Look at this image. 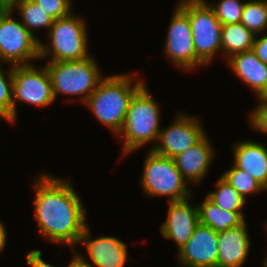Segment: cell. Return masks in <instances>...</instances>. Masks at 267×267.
<instances>
[{"label": "cell", "instance_id": "1", "mask_svg": "<svg viewBox=\"0 0 267 267\" xmlns=\"http://www.w3.org/2000/svg\"><path fill=\"white\" fill-rule=\"evenodd\" d=\"M35 219L39 234L74 251L87 227V211L69 181L41 173L34 180Z\"/></svg>", "mask_w": 267, "mask_h": 267}, {"label": "cell", "instance_id": "2", "mask_svg": "<svg viewBox=\"0 0 267 267\" xmlns=\"http://www.w3.org/2000/svg\"><path fill=\"white\" fill-rule=\"evenodd\" d=\"M144 84L142 79L135 81L131 73L107 76L83 104L117 136L122 130L132 98Z\"/></svg>", "mask_w": 267, "mask_h": 267}, {"label": "cell", "instance_id": "3", "mask_svg": "<svg viewBox=\"0 0 267 267\" xmlns=\"http://www.w3.org/2000/svg\"><path fill=\"white\" fill-rule=\"evenodd\" d=\"M160 106L144 84L132 98L118 137H123L122 154L131 153L153 141L157 143L160 124Z\"/></svg>", "mask_w": 267, "mask_h": 267}, {"label": "cell", "instance_id": "4", "mask_svg": "<svg viewBox=\"0 0 267 267\" xmlns=\"http://www.w3.org/2000/svg\"><path fill=\"white\" fill-rule=\"evenodd\" d=\"M83 18L70 14L53 21L48 30L50 44L40 41V58L51 56L48 62L83 60L88 54V38Z\"/></svg>", "mask_w": 267, "mask_h": 267}, {"label": "cell", "instance_id": "5", "mask_svg": "<svg viewBox=\"0 0 267 267\" xmlns=\"http://www.w3.org/2000/svg\"><path fill=\"white\" fill-rule=\"evenodd\" d=\"M45 66L51 78L54 98L60 93L79 95L80 102L84 103L104 78L92 56L83 60L48 62Z\"/></svg>", "mask_w": 267, "mask_h": 267}, {"label": "cell", "instance_id": "6", "mask_svg": "<svg viewBox=\"0 0 267 267\" xmlns=\"http://www.w3.org/2000/svg\"><path fill=\"white\" fill-rule=\"evenodd\" d=\"M147 153L140 181L144 193L149 197L169 196L168 202L191 198V190L174 159L158 155L151 149Z\"/></svg>", "mask_w": 267, "mask_h": 267}, {"label": "cell", "instance_id": "7", "mask_svg": "<svg viewBox=\"0 0 267 267\" xmlns=\"http://www.w3.org/2000/svg\"><path fill=\"white\" fill-rule=\"evenodd\" d=\"M207 0H181L177 5L189 18L196 56L206 65L221 49L222 24Z\"/></svg>", "mask_w": 267, "mask_h": 267}, {"label": "cell", "instance_id": "8", "mask_svg": "<svg viewBox=\"0 0 267 267\" xmlns=\"http://www.w3.org/2000/svg\"><path fill=\"white\" fill-rule=\"evenodd\" d=\"M13 10L0 9V62L12 66L31 64L40 58V39L32 35L18 20Z\"/></svg>", "mask_w": 267, "mask_h": 267}, {"label": "cell", "instance_id": "9", "mask_svg": "<svg viewBox=\"0 0 267 267\" xmlns=\"http://www.w3.org/2000/svg\"><path fill=\"white\" fill-rule=\"evenodd\" d=\"M13 122L17 117L16 101L46 107L55 101L46 66L34 64L12 66Z\"/></svg>", "mask_w": 267, "mask_h": 267}, {"label": "cell", "instance_id": "10", "mask_svg": "<svg viewBox=\"0 0 267 267\" xmlns=\"http://www.w3.org/2000/svg\"><path fill=\"white\" fill-rule=\"evenodd\" d=\"M177 114L172 125L160 130L158 143L150 147L154 153L173 159L206 135L198 117L194 118L183 112Z\"/></svg>", "mask_w": 267, "mask_h": 267}, {"label": "cell", "instance_id": "11", "mask_svg": "<svg viewBox=\"0 0 267 267\" xmlns=\"http://www.w3.org/2000/svg\"><path fill=\"white\" fill-rule=\"evenodd\" d=\"M164 50L177 68L191 71L204 65L196 56L189 18L178 6L169 24Z\"/></svg>", "mask_w": 267, "mask_h": 267}, {"label": "cell", "instance_id": "12", "mask_svg": "<svg viewBox=\"0 0 267 267\" xmlns=\"http://www.w3.org/2000/svg\"><path fill=\"white\" fill-rule=\"evenodd\" d=\"M90 229L87 225L79 243L84 244L92 263L86 261L81 254L76 253L75 260L77 267H124L127 259V246L120 239L112 236H102L92 239Z\"/></svg>", "mask_w": 267, "mask_h": 267}, {"label": "cell", "instance_id": "13", "mask_svg": "<svg viewBox=\"0 0 267 267\" xmlns=\"http://www.w3.org/2000/svg\"><path fill=\"white\" fill-rule=\"evenodd\" d=\"M218 232L200 222L185 246L178 252L185 267H218Z\"/></svg>", "mask_w": 267, "mask_h": 267}, {"label": "cell", "instance_id": "14", "mask_svg": "<svg viewBox=\"0 0 267 267\" xmlns=\"http://www.w3.org/2000/svg\"><path fill=\"white\" fill-rule=\"evenodd\" d=\"M189 199L168 202L167 219L160 226L163 237L174 240L178 252L191 238L199 223L198 205L192 206Z\"/></svg>", "mask_w": 267, "mask_h": 267}, {"label": "cell", "instance_id": "15", "mask_svg": "<svg viewBox=\"0 0 267 267\" xmlns=\"http://www.w3.org/2000/svg\"><path fill=\"white\" fill-rule=\"evenodd\" d=\"M207 137L205 135L194 146L189 147L173 158L183 178L193 185L202 181L213 162L215 152Z\"/></svg>", "mask_w": 267, "mask_h": 267}, {"label": "cell", "instance_id": "16", "mask_svg": "<svg viewBox=\"0 0 267 267\" xmlns=\"http://www.w3.org/2000/svg\"><path fill=\"white\" fill-rule=\"evenodd\" d=\"M244 221L237 227L218 232V267H241L249 253L251 241Z\"/></svg>", "mask_w": 267, "mask_h": 267}, {"label": "cell", "instance_id": "17", "mask_svg": "<svg viewBox=\"0 0 267 267\" xmlns=\"http://www.w3.org/2000/svg\"><path fill=\"white\" fill-rule=\"evenodd\" d=\"M227 63L232 72L254 91L256 97L267 95V64L252 50L232 55Z\"/></svg>", "mask_w": 267, "mask_h": 267}, {"label": "cell", "instance_id": "18", "mask_svg": "<svg viewBox=\"0 0 267 267\" xmlns=\"http://www.w3.org/2000/svg\"><path fill=\"white\" fill-rule=\"evenodd\" d=\"M234 165L250 174L267 190V148L253 141L233 145Z\"/></svg>", "mask_w": 267, "mask_h": 267}, {"label": "cell", "instance_id": "19", "mask_svg": "<svg viewBox=\"0 0 267 267\" xmlns=\"http://www.w3.org/2000/svg\"><path fill=\"white\" fill-rule=\"evenodd\" d=\"M198 210L199 222L210 226L215 232L237 227L245 221L237 212L224 211L207 196L198 205Z\"/></svg>", "mask_w": 267, "mask_h": 267}, {"label": "cell", "instance_id": "20", "mask_svg": "<svg viewBox=\"0 0 267 267\" xmlns=\"http://www.w3.org/2000/svg\"><path fill=\"white\" fill-rule=\"evenodd\" d=\"M220 38L222 52L228 59L234 54L252 50L255 35L242 23L224 24Z\"/></svg>", "mask_w": 267, "mask_h": 267}, {"label": "cell", "instance_id": "21", "mask_svg": "<svg viewBox=\"0 0 267 267\" xmlns=\"http://www.w3.org/2000/svg\"><path fill=\"white\" fill-rule=\"evenodd\" d=\"M215 186V191L208 193L207 197L224 211L237 212L245 220L242 208L246 200L222 176Z\"/></svg>", "mask_w": 267, "mask_h": 267}, {"label": "cell", "instance_id": "22", "mask_svg": "<svg viewBox=\"0 0 267 267\" xmlns=\"http://www.w3.org/2000/svg\"><path fill=\"white\" fill-rule=\"evenodd\" d=\"M16 10L22 17V25L32 34L36 28H45L50 30L54 19L48 15L42 8L37 6L33 0H23L17 3L11 10Z\"/></svg>", "mask_w": 267, "mask_h": 267}, {"label": "cell", "instance_id": "23", "mask_svg": "<svg viewBox=\"0 0 267 267\" xmlns=\"http://www.w3.org/2000/svg\"><path fill=\"white\" fill-rule=\"evenodd\" d=\"M241 23L255 36L267 30V0L245 2Z\"/></svg>", "mask_w": 267, "mask_h": 267}, {"label": "cell", "instance_id": "24", "mask_svg": "<svg viewBox=\"0 0 267 267\" xmlns=\"http://www.w3.org/2000/svg\"><path fill=\"white\" fill-rule=\"evenodd\" d=\"M245 200L248 194L266 190L250 174L232 164V167L221 175Z\"/></svg>", "mask_w": 267, "mask_h": 267}, {"label": "cell", "instance_id": "25", "mask_svg": "<svg viewBox=\"0 0 267 267\" xmlns=\"http://www.w3.org/2000/svg\"><path fill=\"white\" fill-rule=\"evenodd\" d=\"M209 6H211L216 18L222 25L241 23L245 2L241 3L240 0H220L217 5L211 3Z\"/></svg>", "mask_w": 267, "mask_h": 267}, {"label": "cell", "instance_id": "26", "mask_svg": "<svg viewBox=\"0 0 267 267\" xmlns=\"http://www.w3.org/2000/svg\"><path fill=\"white\" fill-rule=\"evenodd\" d=\"M0 62V117L13 123L12 65L9 70H2Z\"/></svg>", "mask_w": 267, "mask_h": 267}, {"label": "cell", "instance_id": "27", "mask_svg": "<svg viewBox=\"0 0 267 267\" xmlns=\"http://www.w3.org/2000/svg\"><path fill=\"white\" fill-rule=\"evenodd\" d=\"M54 20L71 14L72 0H33Z\"/></svg>", "mask_w": 267, "mask_h": 267}, {"label": "cell", "instance_id": "28", "mask_svg": "<svg viewBox=\"0 0 267 267\" xmlns=\"http://www.w3.org/2000/svg\"><path fill=\"white\" fill-rule=\"evenodd\" d=\"M259 105L250 114V124L252 128L259 132L267 134V95L257 97Z\"/></svg>", "mask_w": 267, "mask_h": 267}, {"label": "cell", "instance_id": "29", "mask_svg": "<svg viewBox=\"0 0 267 267\" xmlns=\"http://www.w3.org/2000/svg\"><path fill=\"white\" fill-rule=\"evenodd\" d=\"M42 253L40 250H33L27 255V264L32 267H54L49 263H45V261L41 258ZM68 267H77L75 256L69 263Z\"/></svg>", "mask_w": 267, "mask_h": 267}, {"label": "cell", "instance_id": "30", "mask_svg": "<svg viewBox=\"0 0 267 267\" xmlns=\"http://www.w3.org/2000/svg\"><path fill=\"white\" fill-rule=\"evenodd\" d=\"M252 51L261 61L267 64V35H263L261 38L255 36Z\"/></svg>", "mask_w": 267, "mask_h": 267}, {"label": "cell", "instance_id": "31", "mask_svg": "<svg viewBox=\"0 0 267 267\" xmlns=\"http://www.w3.org/2000/svg\"><path fill=\"white\" fill-rule=\"evenodd\" d=\"M7 233L3 222L0 221V253L5 248Z\"/></svg>", "mask_w": 267, "mask_h": 267}, {"label": "cell", "instance_id": "32", "mask_svg": "<svg viewBox=\"0 0 267 267\" xmlns=\"http://www.w3.org/2000/svg\"><path fill=\"white\" fill-rule=\"evenodd\" d=\"M22 1L23 0H0V9L11 10L17 3Z\"/></svg>", "mask_w": 267, "mask_h": 267}, {"label": "cell", "instance_id": "33", "mask_svg": "<svg viewBox=\"0 0 267 267\" xmlns=\"http://www.w3.org/2000/svg\"><path fill=\"white\" fill-rule=\"evenodd\" d=\"M266 230H267V222L265 224ZM263 266L267 267V258H265L264 262H263Z\"/></svg>", "mask_w": 267, "mask_h": 267}]
</instances>
